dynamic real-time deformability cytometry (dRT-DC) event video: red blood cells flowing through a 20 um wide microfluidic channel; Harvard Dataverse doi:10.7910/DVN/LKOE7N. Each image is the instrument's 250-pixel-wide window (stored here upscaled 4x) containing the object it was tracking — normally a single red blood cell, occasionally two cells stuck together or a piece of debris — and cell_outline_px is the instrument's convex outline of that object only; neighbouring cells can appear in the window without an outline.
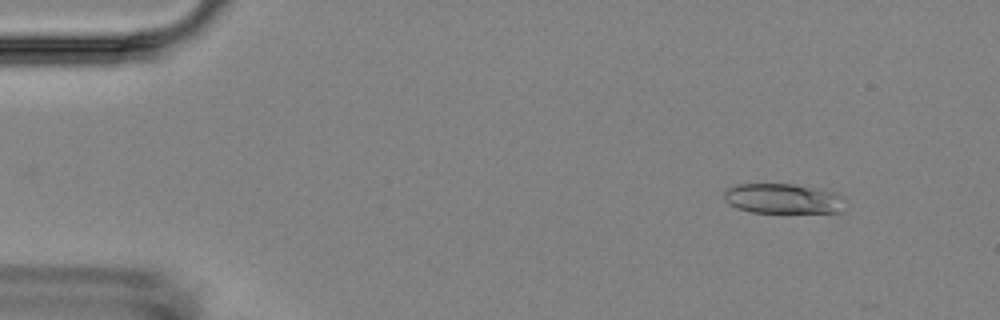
{"species": "Egyptian fruit bat (a non-hibernating species)", "species_latin": "Rousettus aegyptiacus", "temperature_condition": "room temperature", "stored_images_in_passage": 11, "camera_frame_rate_fps": 3000, "um_per_image_px": 0.085, "animal": {"sex": "female"}, "frame": {"image": 1, "passage_image": 1, "time_ms": 0.0, "image_size_px": [1000, 320], "cell_outline_px": [[844, 196], [840, 212], [748, 212], [736, 208], [728, 204], [724, 200], [724, 192], [728, 188], [736, 184], [792, 184], [832, 192]], "centroid_in_image_um": [66.47, 16.89], "position_along_channel_um": 18.5, "area_um2": 20.92}}
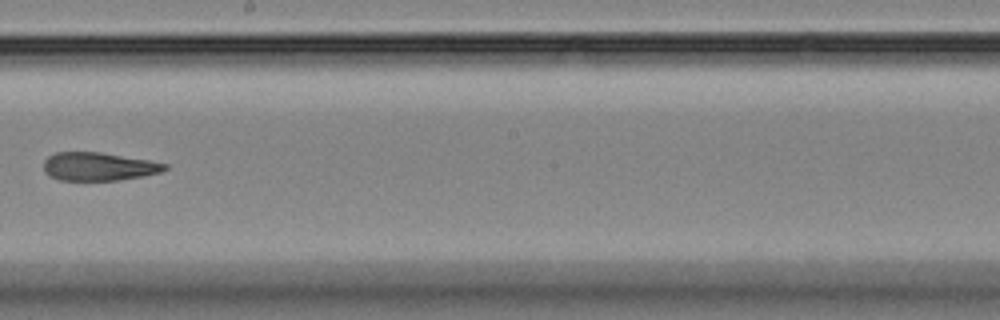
{"frame": {"image": 2, "passage_image": 7, "time_ms": 8.667, "image_size_px": [1000, 320], "cell_outline_px": [[168, 168], [160, 172], [144, 176], [116, 180], [60, 180], [48, 176], [44, 172], [44, 160], [48, 156], [56, 152], [100, 152], [148, 160], [168, 164]], "centroid_in_image_um": [8.36, 14.15], "position_along_channel_um": 239.8, "area_um2": 19.94}}
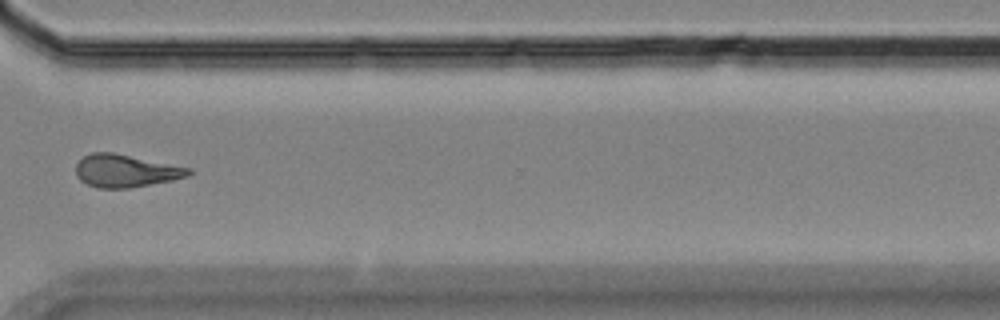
{"frame": {"image": 3, "passage_image": 10, "time_ms": 12.0, "image_size_px": [1000, 320], "cell_outline_px": [[192, 172], [188, 176], [172, 180], [128, 188], [96, 188], [80, 180], [76, 176], [76, 164], [84, 156], [92, 152], [112, 152], [192, 168]], "centroid_in_image_um": [10.67, 14.52], "position_along_channel_um": 359.9, "area_um2": 21.39}, "authors_computed_cell_mechanics": {"area_um2": 20.9236, "velocity_mm_per_s": 3.6127, "shape_relaxation_time_tau1_ms": null, "shape_relaxation_time_tau2_ms": 3.3671, "deformation_change_tau1": null, "deformation_change_tau2": 0.1086}}